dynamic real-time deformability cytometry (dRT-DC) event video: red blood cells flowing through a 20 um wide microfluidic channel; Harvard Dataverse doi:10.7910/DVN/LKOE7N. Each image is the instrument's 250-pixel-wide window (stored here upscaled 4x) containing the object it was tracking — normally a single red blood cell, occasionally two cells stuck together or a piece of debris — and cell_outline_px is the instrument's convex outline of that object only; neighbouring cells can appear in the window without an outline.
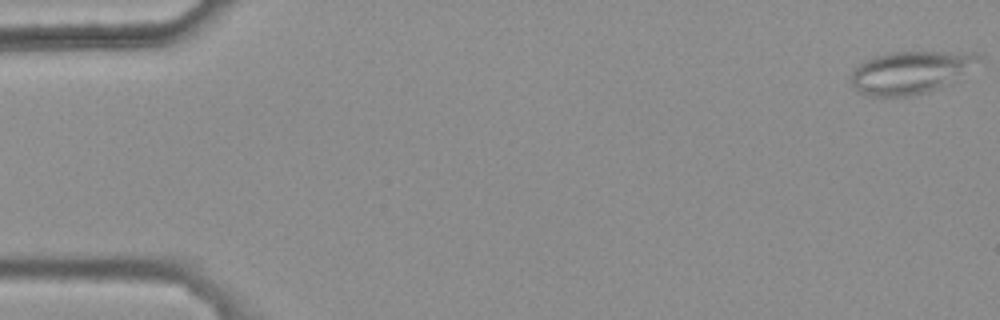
{"species": "common noctule bat (a hibernating species)", "species_latin": "Nyctalus noctula", "temperature_condition": "warm", "stored_images_in_passage": 50, "camera_frame_rate_fps": 3000, "um_per_image_px": 0.085, "animal": {"sex": "female", "body_mass_g": 25.1}, "frame": {"image": 1, "passage_image": 1, "time_ms": 0.0, "image_size_px": [1000, 320], "cell_outline_px": [[984, 56], [960, 80], [940, 88], [928, 92], [912, 96], [868, 96], [860, 92], [848, 80], [852, 72], [864, 60], [872, 56], [888, 52], [976, 52]], "centroid_in_image_um": [77.45, 6.15], "position_along_channel_um": 7.6, "area_um2": 32.31}}
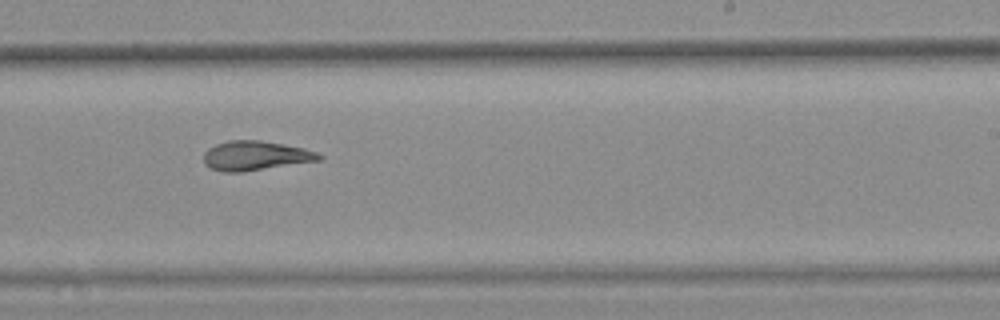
{"frame": {"image": 2, "passage_image": 34, "time_ms": 11.0, "image_size_px": [1000, 320], "cell_outline_px": [[324, 156], [320, 160], [244, 172], [224, 172], [212, 168], [204, 164], [204, 152], [208, 148], [216, 144], [228, 140], [260, 140], [304, 148], [316, 152]], "centroid_in_image_um": [21.7, 13.23], "position_along_channel_um": 267.3, "area_um2": 19.77}}
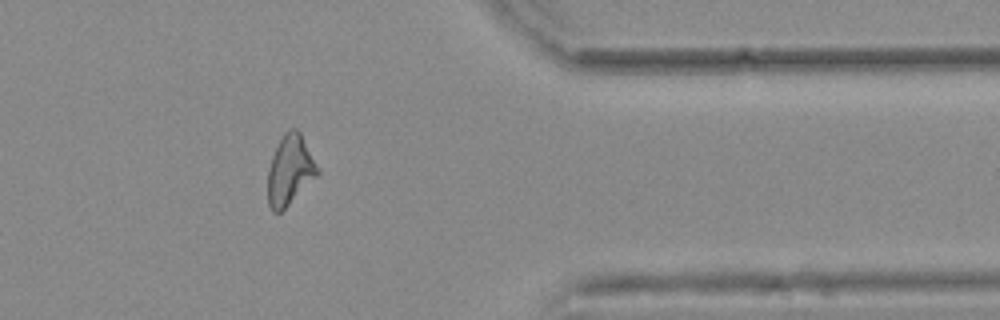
{"frame": {"image": 3, "passage_image": 45, "time_ms": 14.667, "image_size_px": [1000, 320], "cell_outline_px": [[320, 172], [280, 212], [272, 212], [268, 204], [268, 168], [272, 156], [284, 132], [288, 128], [296, 128], [300, 132], [320, 168]], "centroid_in_image_um": [24.64, 14.43], "position_along_channel_um": 386.8, "area_um2": 20.0}, "authors_computed_cell_mechanics": {"area_um2": 20.3745, "velocity_mm_per_s": 3.7073, "shape_relaxation_time_tau1_ms": null, "shape_relaxation_time_tau2_ms": 3.487, "deformation_change_tau1": null, "deformation_change_tau2": 0.1153}}